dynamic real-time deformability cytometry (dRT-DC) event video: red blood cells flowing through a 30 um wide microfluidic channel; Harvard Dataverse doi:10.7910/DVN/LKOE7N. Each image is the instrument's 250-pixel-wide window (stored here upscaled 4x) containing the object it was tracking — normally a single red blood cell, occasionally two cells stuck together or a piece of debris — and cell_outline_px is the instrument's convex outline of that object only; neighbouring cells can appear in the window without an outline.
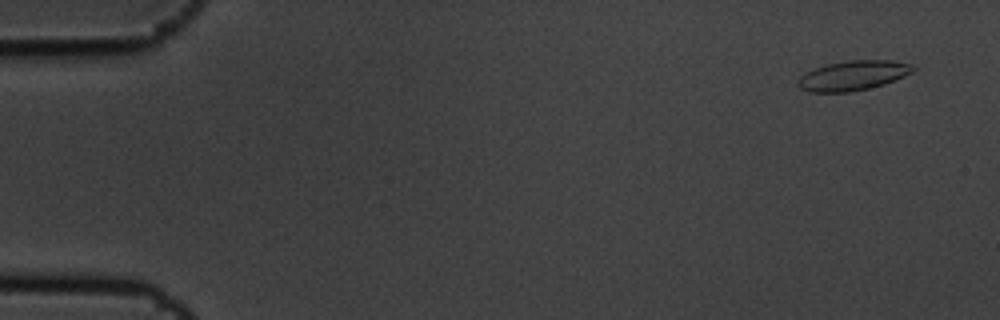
{"species": "common noctule bat (a hibernating species)", "species_latin": "Nyctalus noctula", "temperature_condition": "cold", "stored_images_in_passage": 6, "camera_frame_rate_fps": 3000, "um_per_image_px": 0.085, "animal": {"sex": "male", "body_mass_g": 19.5, "forearm_length_mm": 54.6}, "frame": {"image": 1, "passage_image": 1, "time_ms": 0.0, "image_size_px": [1000, 320], "cell_outline_px": [[916, 68], [912, 72], [904, 76], [884, 84], [868, 88], [848, 92], [808, 92], [800, 88], [796, 84], [796, 80], [800, 76], [816, 68], [828, 64], [848, 60], [892, 60], [912, 64]], "centroid_in_image_um": [72.5, 6.42], "position_along_channel_um": 12.5, "area_um2": 19.88}}
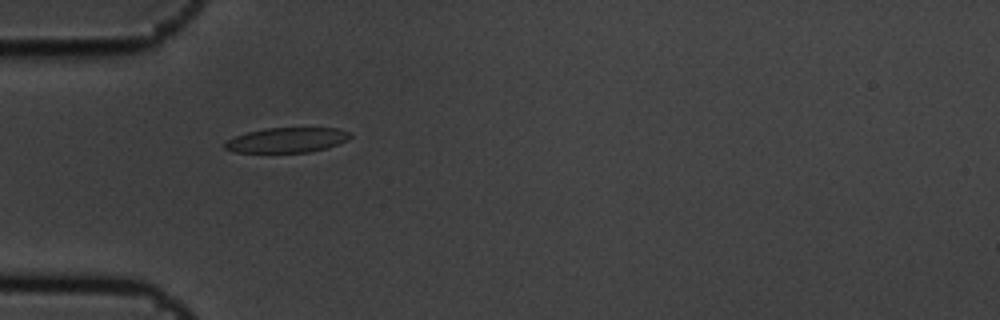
{"frame": {"image": 2, "passage_image": 5, "time_ms": 1.333, "image_size_px": [1000, 320], "cell_outline_px": [[352, 136], [348, 140], [328, 148], [308, 152], [232, 152], [224, 148], [224, 144], [228, 140], [236, 136], [248, 132], [264, 128], [336, 128], [352, 132]], "centroid_in_image_um": [24.43, 11.9], "position_along_channel_um": 60.6, "area_um2": 18.26}}
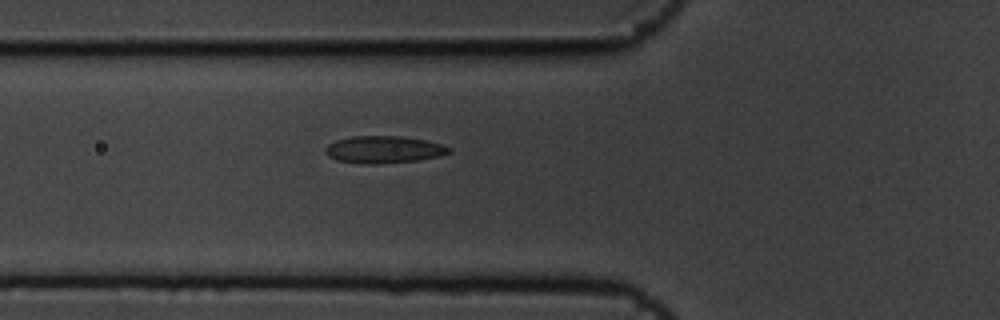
{"frame": {"image": 3, "passage_image": 6, "time_ms": 1.667, "image_size_px": [1000, 320], "cell_outline_px": [[452, 152], [440, 156], [420, 160], [376, 164], [364, 164], [336, 160], [328, 156], [324, 152], [324, 148], [328, 144], [336, 140], [352, 136], [400, 136], [428, 140], [452, 148]], "centroid_in_image_um": [32.62, 12.71], "position_along_channel_um": 93.2, "area_um2": 19.83}}